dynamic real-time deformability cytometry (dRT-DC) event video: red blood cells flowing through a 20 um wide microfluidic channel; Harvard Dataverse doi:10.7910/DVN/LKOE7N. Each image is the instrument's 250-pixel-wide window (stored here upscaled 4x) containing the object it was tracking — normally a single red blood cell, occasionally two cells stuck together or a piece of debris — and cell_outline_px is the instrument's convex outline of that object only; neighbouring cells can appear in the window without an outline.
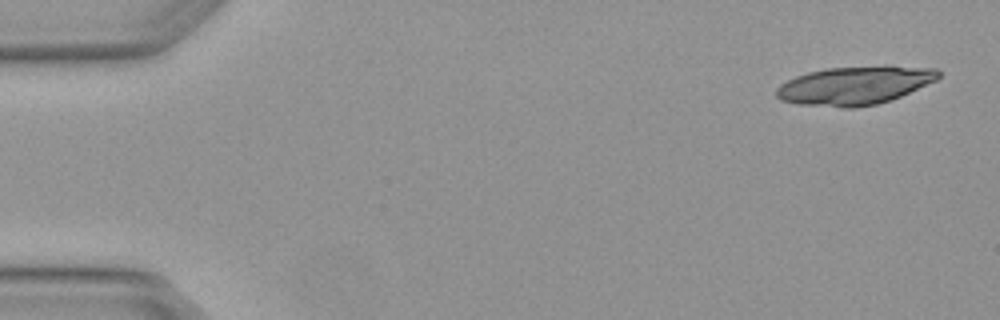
{"species": "Egyptian fruit bat (a non-hibernating species)", "species_latin": "Rousettus aegyptiacus", "temperature_condition": "warm", "stored_images_in_passage": 4, "camera_frame_rate_fps": 3000, "um_per_image_px": 0.085, "animal": {"sex": "female"}, "frame": {"image": 1, "passage_image": 1, "time_ms": 0.0, "image_size_px": [1000, 320], "cell_outline_px": [[940, 76], [936, 80], [892, 100], [876, 104], [856, 108], [840, 108], [800, 104], [780, 100], [776, 96], [776, 88], [780, 84], [796, 76], [808, 72], [828, 68], [884, 64], [936, 68], [940, 72]], "centroid_in_image_um": [72.68, 7.24], "position_along_channel_um": 12.3, "area_um2": 36.88}}